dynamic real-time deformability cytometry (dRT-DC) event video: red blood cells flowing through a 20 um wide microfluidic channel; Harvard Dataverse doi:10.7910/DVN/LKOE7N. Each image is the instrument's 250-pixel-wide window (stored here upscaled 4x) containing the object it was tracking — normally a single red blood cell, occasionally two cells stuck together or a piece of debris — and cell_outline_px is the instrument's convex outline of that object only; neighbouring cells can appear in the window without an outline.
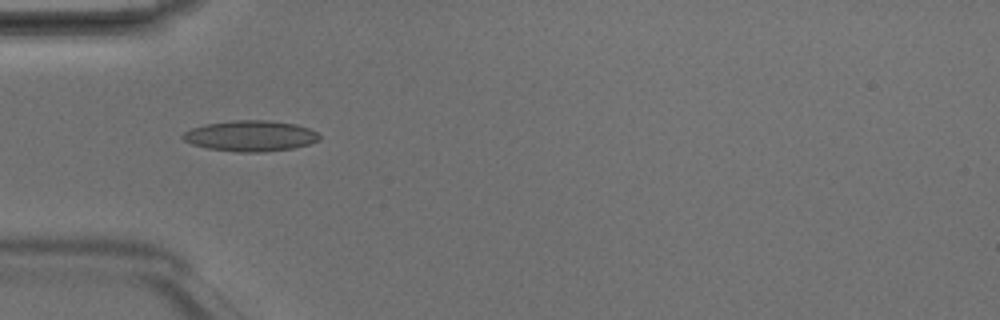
{"species": "Egyptian fruit bat (a non-hibernating species)", "species_latin": "Rousettus aegyptiacus", "temperature_condition": "room temperature", "stored_images_in_passage": 6, "camera_frame_rate_fps": 3000, "um_per_image_px": 0.085, "animal": {"sex": "male"}, "frame": {"image": 1, "passage_image": 5, "time_ms": 1.333, "image_size_px": [1000, 320], "cell_outline_px": [[320, 140], [308, 144], [292, 148], [264, 152], [236, 152], [208, 148], [192, 144], [184, 140], [180, 136], [184, 132], [192, 128], [204, 124], [232, 120], [268, 120], [296, 124], [308, 128], [316, 132], [320, 136]], "centroid_in_image_um": [21.28, 11.55], "position_along_channel_um": 63.7, "area_um2": 24.51}}